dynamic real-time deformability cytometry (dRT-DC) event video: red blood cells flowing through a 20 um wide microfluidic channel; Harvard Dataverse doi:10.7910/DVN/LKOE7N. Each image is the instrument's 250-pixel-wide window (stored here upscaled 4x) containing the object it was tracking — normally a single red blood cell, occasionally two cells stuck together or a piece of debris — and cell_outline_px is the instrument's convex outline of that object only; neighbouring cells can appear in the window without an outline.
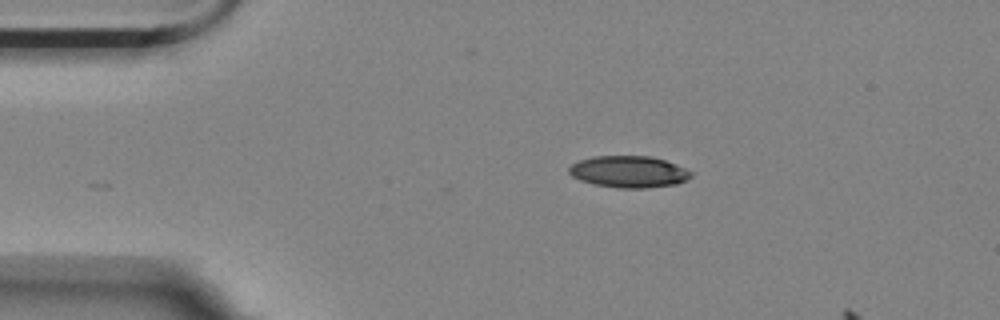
{"species": "Egyptian fruit bat (a non-hibernating species)", "species_latin": "Rousettus aegyptiacus", "temperature_condition": "room temperature", "stored_images_in_passage": 4, "camera_frame_rate_fps": 3000, "um_per_image_px": 0.085, "animal": {"sex": "female"}, "frame": {"image": 1, "passage_image": 1, "time_ms": 0.0, "image_size_px": [1000, 320], "cell_outline_px": [[692, 176], [676, 184], [644, 188], [616, 188], [596, 184], [580, 180], [572, 176], [568, 172], [568, 168], [572, 164], [580, 160], [592, 156], [652, 156], [676, 164], [692, 172]], "centroid_in_image_um": [53.43, 14.59], "position_along_channel_um": 31.6, "area_um2": 22.43}}